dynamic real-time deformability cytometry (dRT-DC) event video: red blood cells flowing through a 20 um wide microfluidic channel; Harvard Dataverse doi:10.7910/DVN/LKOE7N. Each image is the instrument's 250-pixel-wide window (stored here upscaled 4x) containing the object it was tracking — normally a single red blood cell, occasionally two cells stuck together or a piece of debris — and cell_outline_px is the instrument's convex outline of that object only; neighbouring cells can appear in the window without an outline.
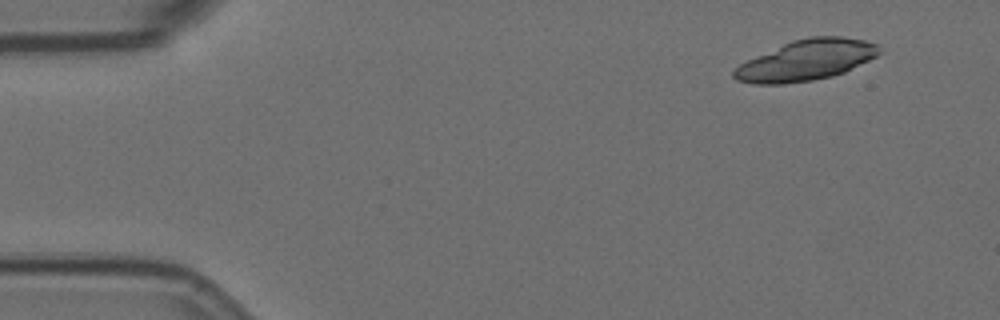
{"species": "Egyptian fruit bat (a non-hibernating species)", "species_latin": "Rousettus aegyptiacus", "temperature_condition": "room temperature", "stored_images_in_passage": 4, "camera_frame_rate_fps": 3000, "um_per_image_px": 0.085, "animal": {"sex": "female"}, "frame": {"image": 1, "passage_image": 1, "time_ms": 0.0, "image_size_px": [1000, 320], "cell_outline_px": [[884, 52], [844, 72], [832, 76], [812, 80], [780, 84], [752, 84], [736, 80], [732, 76], [732, 72], [740, 64], [748, 60], [792, 40], [812, 36], [840, 36], [864, 40], [876, 44]], "centroid_in_image_um": [68.54, 5.12], "position_along_channel_um": 16.5, "area_um2": 34.1}}